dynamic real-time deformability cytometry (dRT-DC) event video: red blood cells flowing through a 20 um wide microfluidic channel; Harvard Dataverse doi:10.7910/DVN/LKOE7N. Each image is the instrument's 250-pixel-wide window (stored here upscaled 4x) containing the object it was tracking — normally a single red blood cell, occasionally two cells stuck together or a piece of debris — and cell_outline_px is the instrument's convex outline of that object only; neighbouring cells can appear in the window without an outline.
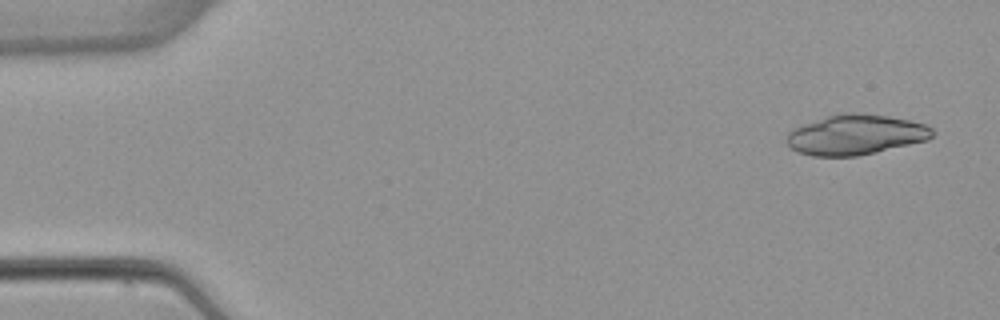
{"species": "common noctule bat (a hibernating species)", "species_latin": "Nyctalus noctula", "temperature_condition": "warm", "stored_images_in_passage": 5, "camera_frame_rate_fps": 3000, "um_per_image_px": 0.085, "animal": {"sex": "female", "body_mass_g": 22.7, "forearm_length_mm": 54.2}, "frame": {"image": 1, "passage_image": 1, "time_ms": 0.0, "image_size_px": [1000, 320], "cell_outline_px": [[936, 132], [928, 140], [876, 152], [856, 156], [812, 156], [800, 152], [792, 148], [784, 140], [784, 136], [788, 132], [804, 124], [828, 116], [844, 112], [856, 112], [888, 116], [908, 120], [924, 124], [932, 128]], "centroid_in_image_um": [72.74, 11.45], "position_along_channel_um": 12.3, "area_um2": 33.99}}
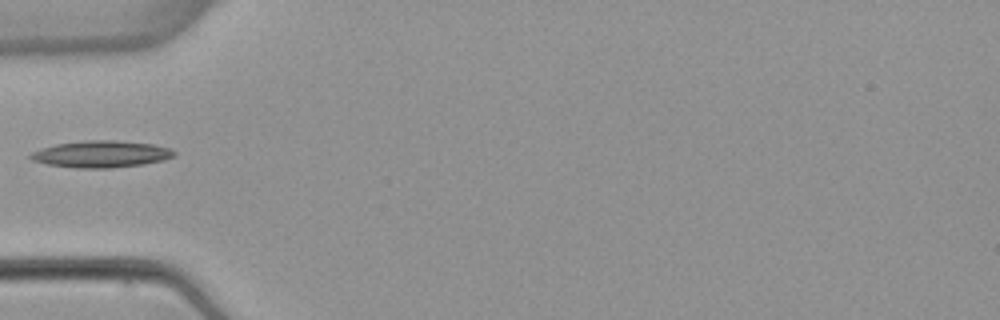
{"frame": {"image": 2, "passage_image": 5, "time_ms": 5.0, "image_size_px": [1000, 320], "cell_outline_px": [[176, 156], [164, 160], [144, 164], [112, 168], [76, 168], [48, 164], [32, 160], [28, 156], [32, 152], [40, 148], [56, 144], [84, 140], [116, 140], [152, 144], [172, 148], [176, 152]], "centroid_in_image_um": [8.63, 13.09], "position_along_channel_um": 76.4, "area_um2": 22.6}}